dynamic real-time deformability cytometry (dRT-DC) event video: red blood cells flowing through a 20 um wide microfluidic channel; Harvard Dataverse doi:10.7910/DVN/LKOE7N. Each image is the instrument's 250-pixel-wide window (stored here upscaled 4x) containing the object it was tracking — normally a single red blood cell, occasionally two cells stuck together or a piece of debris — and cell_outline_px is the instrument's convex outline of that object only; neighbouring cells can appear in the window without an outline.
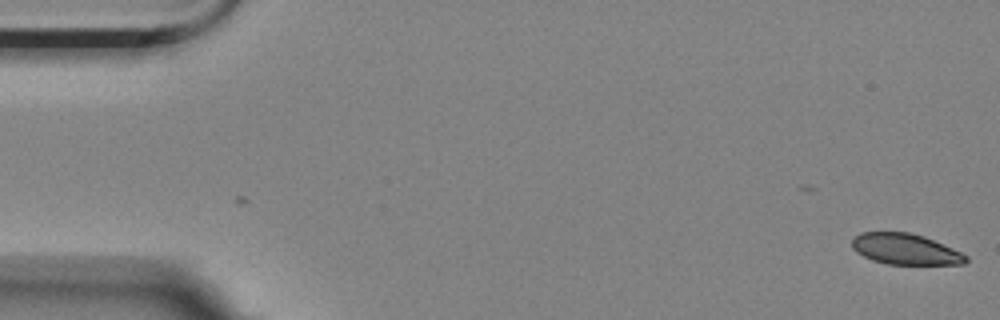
{"species": "Egyptian fruit bat (a non-hibernating species)", "species_latin": "Rousettus aegyptiacus", "temperature_condition": "room temperature", "stored_images_in_passage": 2, "camera_frame_rate_fps": 3000, "um_per_image_px": 0.085, "animal": {"sex": "female"}, "frame": {"image": 1, "passage_image": 2, "time_ms": 0.333, "image_size_px": [1000, 320], "cell_outline_px": [[968, 260], [964, 264], [888, 264], [872, 260], [856, 252], [852, 248], [852, 236], [860, 232], [908, 232], [924, 236], [952, 248], [968, 256]], "centroid_in_image_um": [76.92, 21.17], "position_along_channel_um": 8.1, "area_um2": 20.52}}